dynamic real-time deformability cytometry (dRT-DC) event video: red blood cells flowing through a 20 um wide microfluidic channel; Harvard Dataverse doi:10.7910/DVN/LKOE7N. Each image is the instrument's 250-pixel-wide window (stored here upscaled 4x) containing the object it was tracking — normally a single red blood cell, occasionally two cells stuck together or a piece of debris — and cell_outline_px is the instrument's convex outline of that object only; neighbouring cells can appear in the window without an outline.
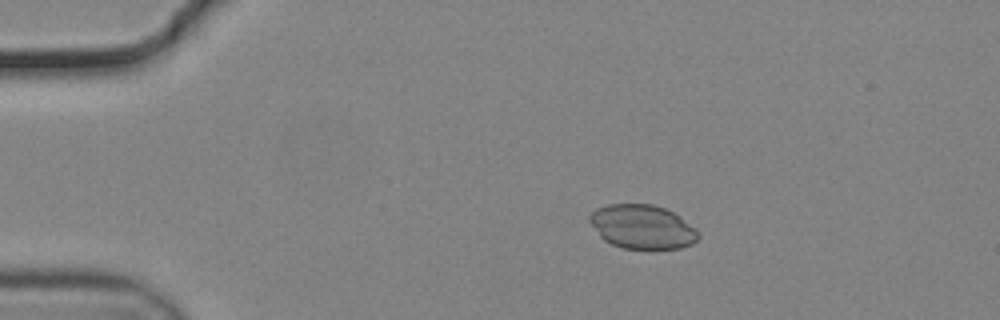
{"species": "common noctule bat (a hibernating species)", "species_latin": "Nyctalus noctula", "temperature_condition": "cold", "stored_images_in_passage": 46, "camera_frame_rate_fps": 3000, "um_per_image_px": 0.085, "animal": {"sex": "male", "body_mass_g": 19.2, "forearm_length_mm": 51.8}, "frame": {"image": 1, "passage_image": 1, "time_ms": 0.0, "image_size_px": [1000, 320], "cell_outline_px": [[700, 236], [692, 244], [680, 248], [624, 248], [612, 244], [604, 240], [600, 236], [588, 220], [588, 216], [596, 208], [608, 204], [652, 204], [664, 208], [680, 216], [696, 228], [700, 232]], "centroid_in_image_um": [54.6, 19.27], "position_along_channel_um": 30.4, "area_um2": 27.86}}
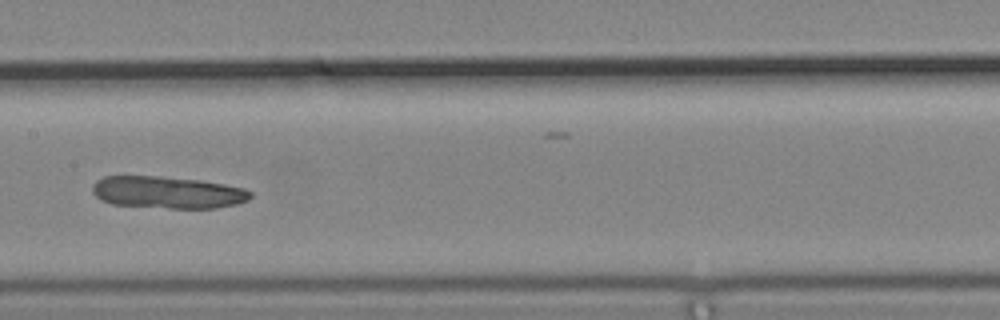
{"frame": {"image": 2, "passage_image": 19, "time_ms": 6.0, "image_size_px": [1000, 320], "cell_outline_px": [[252, 196], [248, 200], [236, 204], [216, 208], [168, 208], [112, 204], [100, 200], [92, 192], [92, 184], [96, 180], [104, 176], [160, 176], [200, 180], [224, 184], [244, 188], [252, 192]], "centroid_in_image_um": [14.23, 16.35], "position_along_channel_um": 193.2, "area_um2": 29.71}}
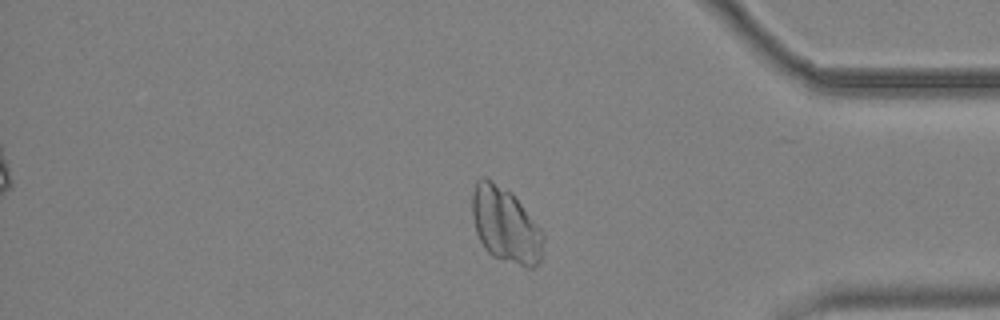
{"frame": {"image": 3, "passage_image": 37, "time_ms": 12.0, "image_size_px": [1000, 320], "cell_outline_px": [[544, 240], [540, 260], [532, 268], [528, 268], [492, 256], [484, 248], [476, 232], [472, 216], [472, 192], [476, 180], [484, 176], [512, 192], [544, 232]], "centroid_in_image_um": [42.96, 19.11], "position_along_channel_um": 392.2, "area_um2": 31.39}}